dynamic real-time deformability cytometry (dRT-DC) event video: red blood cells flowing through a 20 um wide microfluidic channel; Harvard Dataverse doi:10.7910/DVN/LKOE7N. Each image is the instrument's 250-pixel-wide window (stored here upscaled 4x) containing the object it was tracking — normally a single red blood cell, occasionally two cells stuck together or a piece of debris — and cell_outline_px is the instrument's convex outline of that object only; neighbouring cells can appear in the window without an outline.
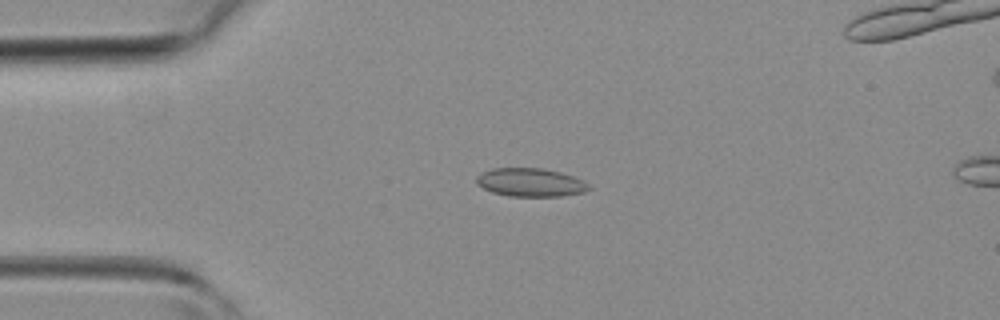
{"species": "common noctule bat (a hibernating species)", "species_latin": "Nyctalus noctula", "temperature_condition": "room temperature", "stored_images_in_passage": 39, "segment_of_instrument_passage": [1, 2], "camera_frame_rate_fps": 3000, "um_per_image_px": 0.085, "animal": {"sex": "female", "body_mass_g": 19.3, "forearm_length_mm": 54.1}, "frame": {"image": 1, "passage_image": 4, "time_ms": 1.0, "image_size_px": [1000, 320], "cell_outline_px": [[592, 188], [584, 192], [560, 196], [508, 196], [492, 192], [476, 184], [476, 176], [480, 172], [492, 168], [544, 168], [560, 172], [584, 180]], "centroid_in_image_um": [45.07, 15.5], "position_along_channel_um": 39.9, "area_um2": 18.73}}
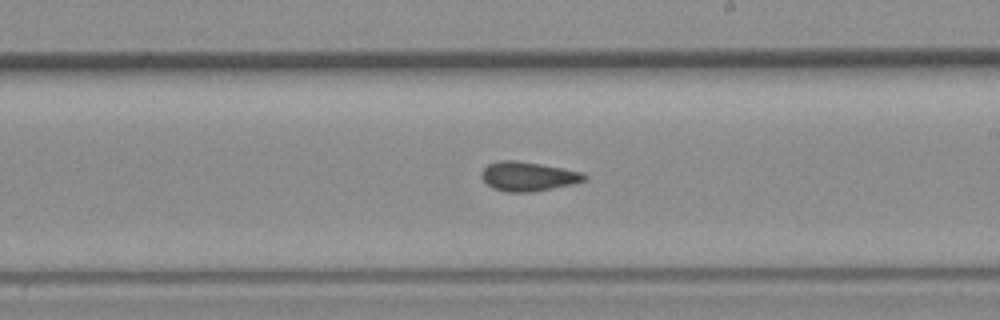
{"frame": {"image": 2, "passage_image": 19, "time_ms": 6.0, "image_size_px": [1000, 320], "cell_outline_px": [[588, 180], [572, 184], [532, 192], [508, 192], [492, 188], [480, 176], [480, 172], [488, 164], [496, 160], [516, 160], [564, 168], [584, 172], [588, 176]], "centroid_in_image_um": [44.9, 14.98], "position_along_channel_um": 244.1, "area_um2": 17.74}}
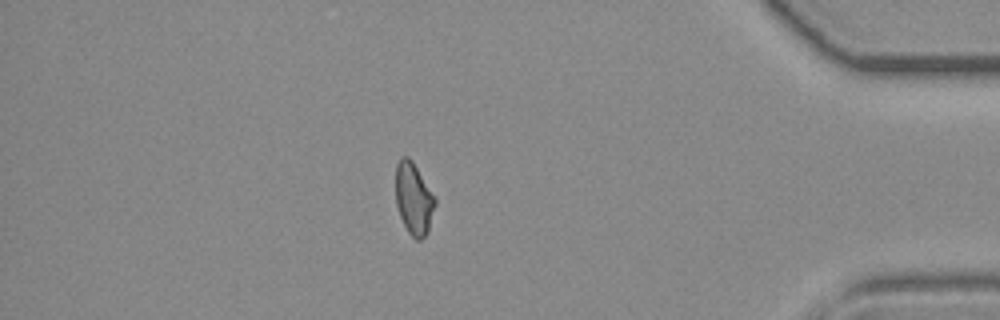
{"frame": {"image": 3, "passage_image": 32, "time_ms": 10.333, "image_size_px": [1000, 320], "cell_outline_px": [[436, 204], [428, 232], [420, 240], [416, 240], [408, 232], [400, 216], [396, 204], [396, 164], [400, 156], [408, 156], [412, 160], [436, 196]], "centroid_in_image_um": [35.18, 16.86], "position_along_channel_um": 400.0, "area_um2": 16.76}}